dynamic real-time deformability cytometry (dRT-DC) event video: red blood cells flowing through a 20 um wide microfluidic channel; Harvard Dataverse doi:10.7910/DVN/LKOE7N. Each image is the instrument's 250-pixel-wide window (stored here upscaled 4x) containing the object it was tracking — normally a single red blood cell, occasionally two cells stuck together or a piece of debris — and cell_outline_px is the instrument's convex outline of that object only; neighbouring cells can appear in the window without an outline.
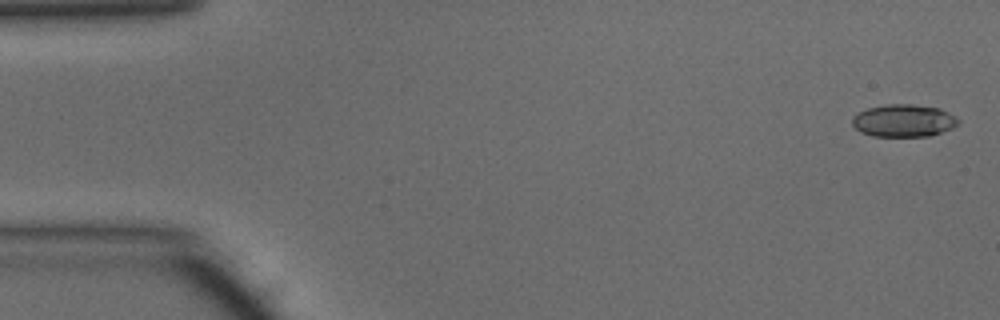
{"species": "common noctule bat (a hibernating species)", "species_latin": "Nyctalus noctula", "temperature_condition": "warm", "stored_images_in_passage": 48, "camera_frame_rate_fps": 3000, "um_per_image_px": 0.085, "animal": {"sex": "male", "body_mass_g": 15.6}, "frame": {"image": 1, "passage_image": 1, "time_ms": 0.0, "image_size_px": [1000, 320], "cell_outline_px": [[960, 124], [952, 128], [928, 136], [872, 136], [860, 132], [852, 124], [852, 116], [856, 112], [868, 108], [888, 104], [912, 104], [940, 108], [956, 116], [960, 120]], "centroid_in_image_um": [76.81, 10.25], "position_along_channel_um": 8.2, "area_um2": 20.23}}
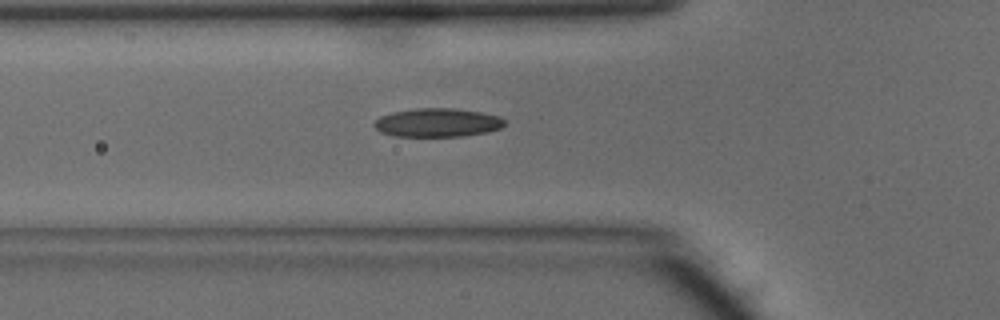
{"frame": {"image": 2, "passage_image": 16, "time_ms": 5.0, "image_size_px": [1000, 320], "cell_outline_px": [[508, 124], [500, 128], [488, 132], [460, 136], [392, 136], [380, 132], [372, 124], [380, 116], [392, 112], [416, 108], [452, 108], [480, 112], [500, 116]], "centroid_in_image_um": [37.18, 10.42], "position_along_channel_um": 88.6, "area_um2": 21.85}}
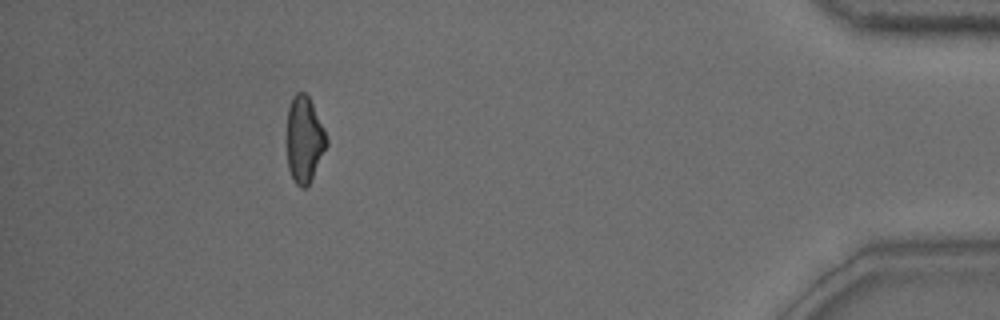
{"frame": {"image": 3, "passage_image": 43, "time_ms": 14.0, "image_size_px": [1000, 320], "cell_outline_px": [[328, 144], [308, 184], [304, 188], [300, 188], [296, 184], [288, 168], [288, 108], [292, 96], [296, 92], [304, 92], [308, 96], [324, 128], [328, 140]], "centroid_in_image_um": [25.87, 11.83], "position_along_channel_um": 409.3, "area_um2": 19.54}}